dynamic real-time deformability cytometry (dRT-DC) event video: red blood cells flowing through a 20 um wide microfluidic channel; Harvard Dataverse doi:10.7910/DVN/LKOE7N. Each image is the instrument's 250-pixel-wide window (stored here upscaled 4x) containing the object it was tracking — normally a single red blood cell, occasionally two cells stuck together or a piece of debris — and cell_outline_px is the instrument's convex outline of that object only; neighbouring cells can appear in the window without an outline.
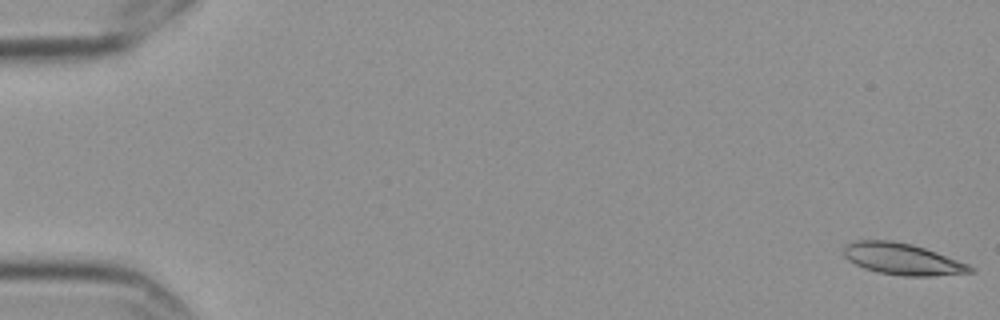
{"species": "Egyptian fruit bat (a non-hibernating species)", "species_latin": "Rousettus aegyptiacus", "temperature_condition": "cold", "stored_images_in_passage": 6, "camera_frame_rate_fps": 3000, "um_per_image_px": 0.085, "frame": {"image": 1, "passage_image": 1, "time_ms": 0.0, "image_size_px": [1000, 320], "cell_outline_px": [[976, 272], [932, 276], [904, 276], [880, 272], [864, 268], [848, 260], [844, 256], [844, 244], [856, 240], [892, 240], [912, 244], [936, 252], [968, 264], [976, 268]], "centroid_in_image_um": [76.71, 22.01], "position_along_channel_um": 8.3, "area_um2": 23.24}}
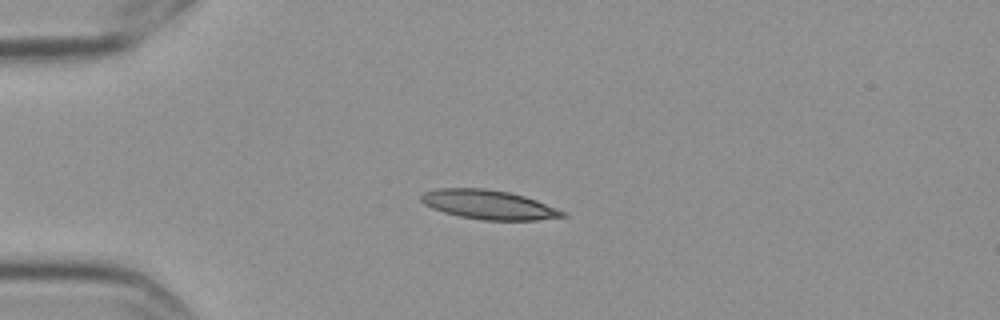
{"frame": {"image": 2, "passage_image": 5, "time_ms": 1.333, "image_size_px": [1000, 320], "cell_outline_px": [[568, 216], [536, 220], [484, 220], [460, 216], [444, 212], [432, 208], [424, 204], [420, 200], [420, 196], [424, 192], [436, 188], [484, 188], [508, 192], [524, 196], [536, 200], [568, 212]], "centroid_in_image_um": [41.55, 17.39], "position_along_channel_um": 43.5, "area_um2": 24.1}}